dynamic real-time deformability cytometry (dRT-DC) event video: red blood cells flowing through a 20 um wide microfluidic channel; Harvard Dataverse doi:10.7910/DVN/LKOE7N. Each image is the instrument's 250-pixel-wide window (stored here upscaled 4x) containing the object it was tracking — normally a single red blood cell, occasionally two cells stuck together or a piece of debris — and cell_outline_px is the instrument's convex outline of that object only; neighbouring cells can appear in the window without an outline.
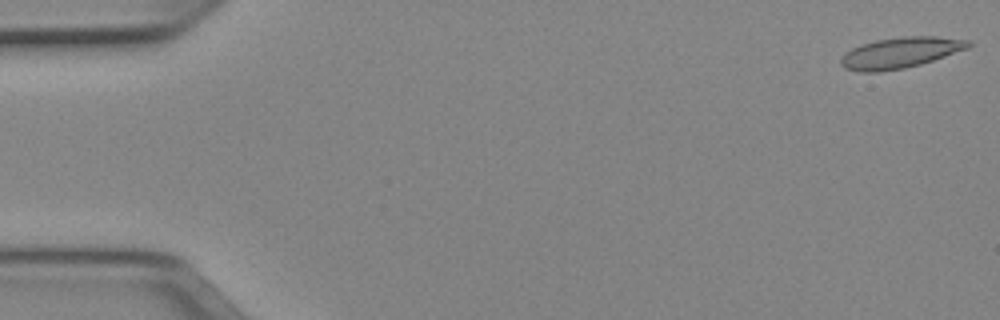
{"species": "Egyptian fruit bat (a non-hibernating species)", "species_latin": "Rousettus aegyptiacus", "temperature_condition": "cold", "stored_images_in_passage": 51, "camera_frame_rate_fps": 3000, "um_per_image_px": 0.085, "animal": {"sex": "female"}, "frame": {"image": 1, "passage_image": 1, "time_ms": 0.0, "image_size_px": [1000, 320], "cell_outline_px": [[972, 44], [968, 48], [920, 64], [904, 68], [880, 72], [860, 72], [844, 68], [840, 64], [840, 60], [852, 48], [860, 44], [876, 40], [904, 36], [936, 36], [972, 40]], "centroid_in_image_um": [76.54, 4.47], "position_along_channel_um": 8.5, "area_um2": 22.83}}
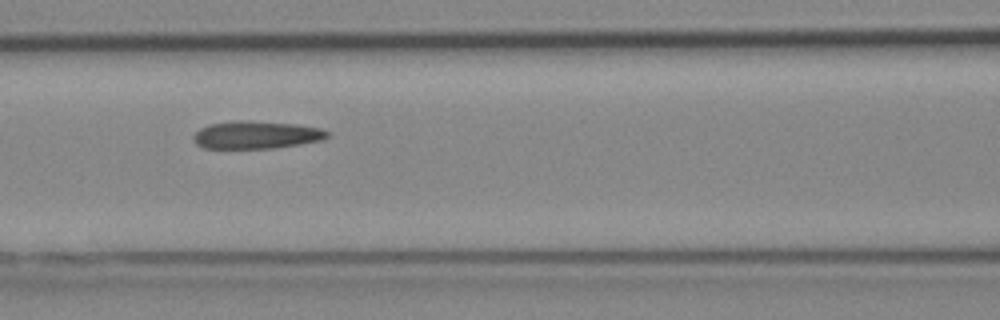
{"frame": {"image": 2, "passage_image": 22, "time_ms": 7.0, "image_size_px": [1000, 320], "cell_outline_px": [[332, 136], [324, 140], [276, 148], [204, 148], [196, 144], [192, 140], [192, 136], [200, 128], [208, 124], [236, 120], [248, 120], [296, 124], [320, 128], [328, 132]], "centroid_in_image_um": [21.79, 11.46], "position_along_channel_um": 144.8, "area_um2": 21.91}}
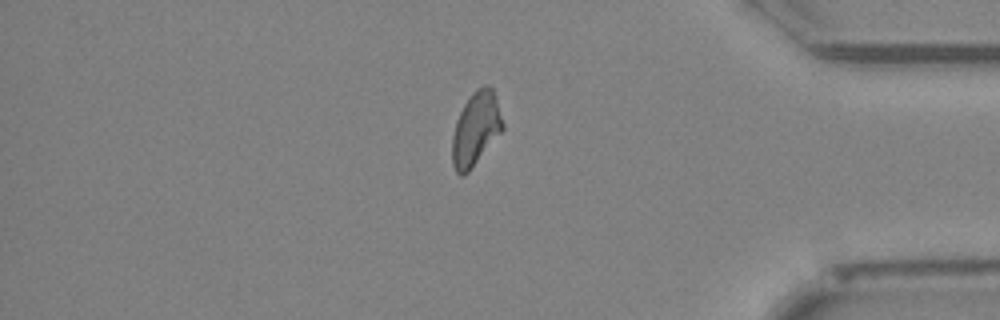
{"frame": {"image": 3, "passage_image": 43, "time_ms": 14.0, "image_size_px": [1000, 320], "cell_outline_px": [[504, 128], [472, 168], [464, 176], [460, 176], [456, 172], [452, 164], [452, 136], [456, 120], [464, 104], [472, 92], [476, 88], [484, 84], [492, 88], [504, 124]], "centroid_in_image_um": [40.42, 10.97], "position_along_channel_um": 394.8, "area_um2": 21.56}, "authors_computed_cell_mechanics": {"area_um2": 21.675, "velocity_mm_per_s": 3.9604, "shape_relaxation_time_tau1_ms": 9.3993, "shape_relaxation_time_tau2_ms": 2.6917, "deformation_change_tau1": 0.2076, "deformation_change_tau2": 0.1139}}